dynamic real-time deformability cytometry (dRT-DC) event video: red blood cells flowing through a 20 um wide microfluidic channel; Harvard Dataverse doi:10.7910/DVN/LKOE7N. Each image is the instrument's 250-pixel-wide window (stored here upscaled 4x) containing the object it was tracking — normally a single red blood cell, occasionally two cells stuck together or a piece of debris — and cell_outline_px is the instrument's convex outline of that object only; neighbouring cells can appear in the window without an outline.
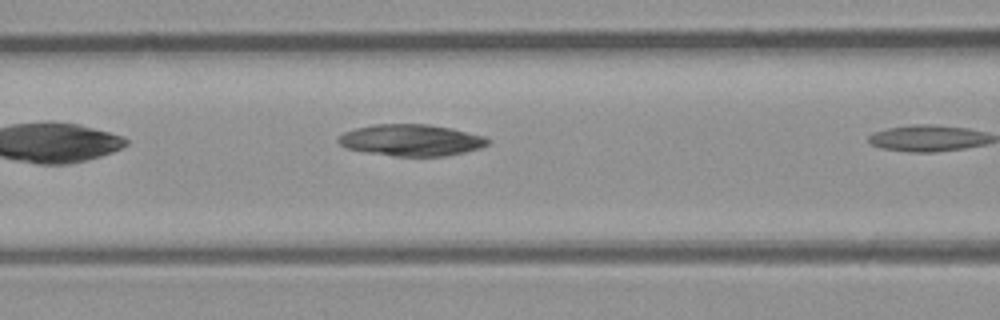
{"species": "common noctule bat (a hibernating species)", "species_latin": "Nyctalus noctula", "temperature_condition": "room temperature", "stored_images_in_passage": 5, "camera_frame_rate_fps": 3000, "um_per_image_px": 0.085, "animal": {"sex": "male", "body_mass_g": 23.1, "forearm_length_mm": 52.7}, "frame": {"image": 1, "passage_image": 4, "time_ms": 3.333, "image_size_px": [1000, 320], "cell_outline_px": [[492, 140], [488, 144], [480, 148], [464, 152], [444, 156], [396, 156], [368, 152], [348, 148], [340, 144], [336, 140], [344, 132], [356, 128], [376, 124], [428, 124], [452, 128], [484, 136]], "centroid_in_image_um": [34.99, 11.9], "position_along_channel_um": 131.6, "area_um2": 27.34}}